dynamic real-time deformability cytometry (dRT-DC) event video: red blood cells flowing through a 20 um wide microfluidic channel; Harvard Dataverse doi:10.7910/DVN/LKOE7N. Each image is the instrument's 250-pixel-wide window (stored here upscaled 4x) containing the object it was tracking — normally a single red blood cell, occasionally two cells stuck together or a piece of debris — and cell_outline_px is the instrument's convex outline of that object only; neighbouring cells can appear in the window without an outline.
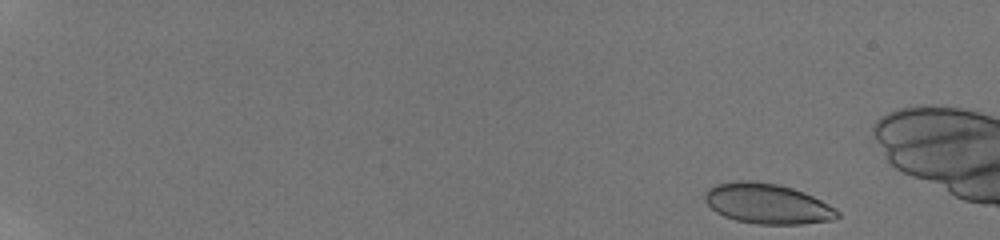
{"species": "human", "species_latin": "Homo sapiens", "temperature_condition": "room temperature", "stored_images_in_passage": 24, "camera_frame_rate_fps": 3000, "um_per_image_px": 0.085, "donor": {"sex": "male"}, "frame": {"image": 1, "passage_image": 1, "time_ms": 0.0, "image_size_px": [1000, 240], "cell_outline_px": [[840, 216], [832, 220], [800, 224], [756, 224], [736, 220], [724, 216], [716, 212], [704, 200], [704, 192], [708, 188], [716, 184], [736, 180], [756, 180], [776, 184], [792, 188], [804, 192], [836, 208], [840, 212]], "centroid_in_image_um": [65.21, 17.3], "position_along_channel_um": 19.8, "area_um2": 31.21}}
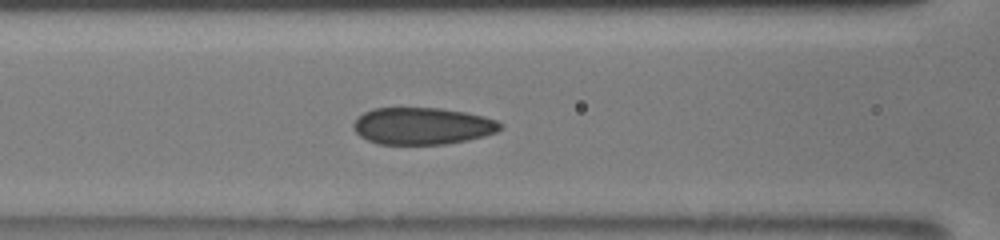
{"frame": {"image": 2, "passage_image": 16, "time_ms": 7.333, "image_size_px": [1000, 240], "cell_outline_px": [[504, 128], [496, 132], [484, 136], [468, 140], [444, 144], [376, 144], [360, 136], [352, 128], [352, 124], [364, 112], [372, 108], [440, 108], [464, 112], [484, 116], [496, 120], [504, 124]], "centroid_in_image_um": [35.92, 10.71], "position_along_channel_um": 130.7, "area_um2": 31.79}}
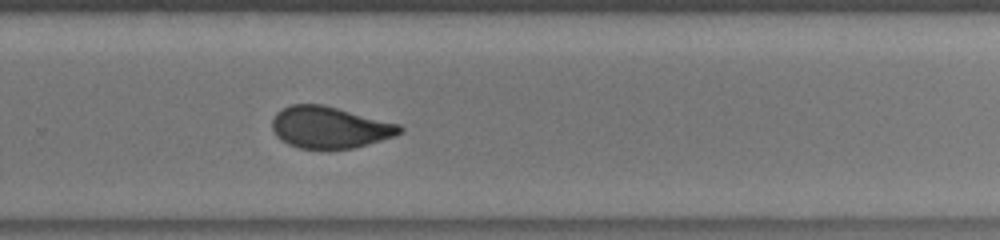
{"frame": {"image": 3, "passage_image": 24, "time_ms": 11.667, "image_size_px": [1000, 240], "cell_outline_px": [[404, 132], [396, 136], [352, 148], [296, 148], [280, 140], [276, 136], [272, 128], [272, 120], [276, 112], [280, 108], [292, 104], [320, 104], [400, 124], [404, 128]], "centroid_in_image_um": [28.0, 10.82], "position_along_channel_um": 301.8, "area_um2": 30.92}}